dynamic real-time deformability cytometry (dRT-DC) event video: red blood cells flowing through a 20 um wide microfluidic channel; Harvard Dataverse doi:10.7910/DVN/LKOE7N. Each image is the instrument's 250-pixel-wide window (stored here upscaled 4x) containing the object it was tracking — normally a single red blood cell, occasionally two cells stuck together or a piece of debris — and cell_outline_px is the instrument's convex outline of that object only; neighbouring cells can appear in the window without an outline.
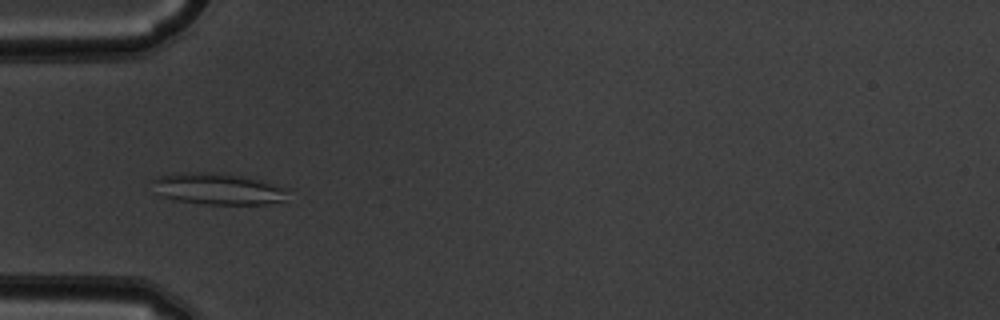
{"species": "common noctule bat (a hibernating species)", "species_latin": "Nyctalus noctula", "temperature_condition": "warm", "stored_images_in_passage": 53, "camera_frame_rate_fps": 3000, "um_per_image_px": 0.085, "animal": {"sex": "male", "body_mass_g": 19.5, "forearm_length_mm": 54.6}, "frame": {"image": 1, "passage_image": 17, "time_ms": 5.333, "image_size_px": [1000, 320], "cell_outline_px": [[288, 188], [284, 200], [268, 204], [204, 204], [176, 200], [160, 196], [152, 180], [160, 176], [172, 172], [228, 172], [260, 180]], "centroid_in_image_um": [18.52, 16.03], "position_along_channel_um": 66.5, "area_um2": 25.03}}
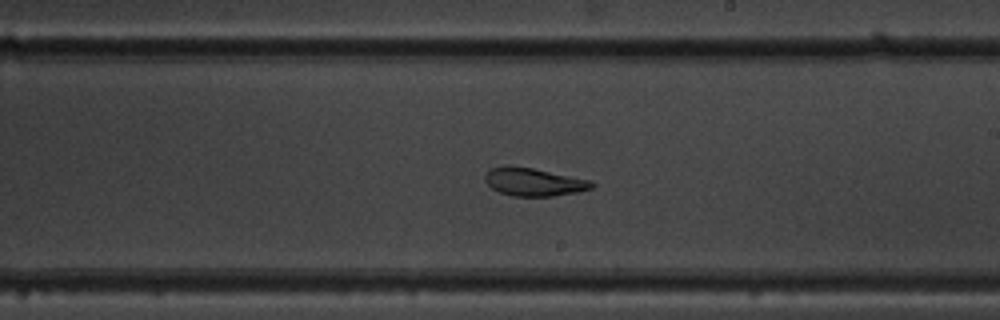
{"frame": {"image": 2, "passage_image": 31, "time_ms": 10.0, "image_size_px": [1000, 320], "cell_outline_px": [[596, 184], [592, 188], [580, 192], [552, 196], [512, 196], [500, 192], [492, 188], [484, 180], [484, 176], [492, 168], [504, 164], [508, 164], [532, 168], [592, 180]], "centroid_in_image_um": [45.39, 15.45], "position_along_channel_um": 243.6, "area_um2": 17.63}}
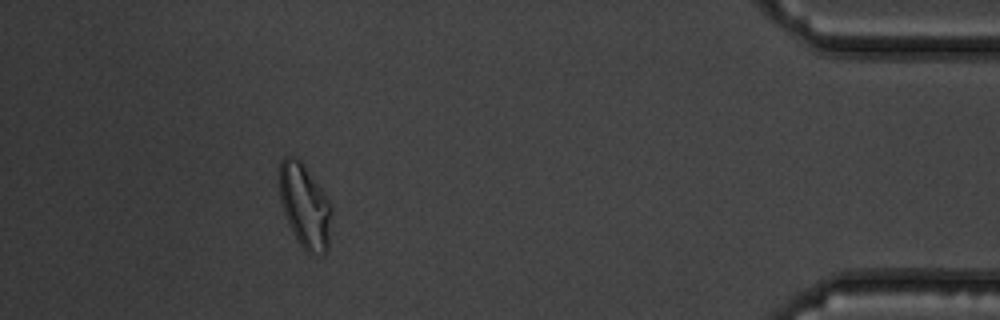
{"frame": {"image": 3, "passage_image": 48, "time_ms": 15.667, "image_size_px": [1000, 320], "cell_outline_px": [[332, 212], [328, 248], [324, 256], [308, 252], [300, 244], [284, 212], [280, 200], [280, 160], [284, 156], [296, 156], [304, 164], [332, 204]], "centroid_in_image_um": [25.94, 17.49], "position_along_channel_um": 409.3, "area_um2": 25.37}, "authors_computed_cell_mechanics": {"area_um2": 23.409, "velocity_mm_per_s": 3.8219, "shape_relaxation_time_tau1_ms": 9.4556, "shape_relaxation_time_tau2_ms": 2.8781, "deformation_change_tau1": 0.2578, "deformation_change_tau2": 0.1046}}